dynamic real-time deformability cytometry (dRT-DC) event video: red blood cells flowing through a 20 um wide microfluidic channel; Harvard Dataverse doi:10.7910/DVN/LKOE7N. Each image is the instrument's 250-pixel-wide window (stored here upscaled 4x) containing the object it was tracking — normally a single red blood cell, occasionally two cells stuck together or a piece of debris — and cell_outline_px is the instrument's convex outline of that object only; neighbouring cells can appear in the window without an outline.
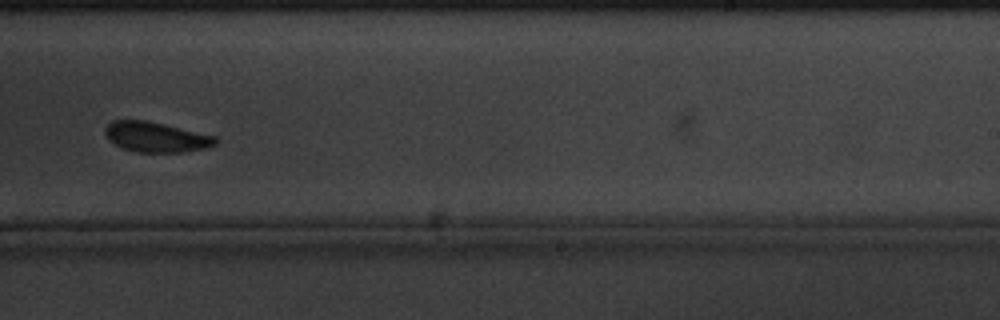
{"species": "common noctule bat (a hibernating species)", "species_latin": "Nyctalus noctula", "temperature_condition": "cold", "stored_images_in_passage": 17, "camera_frame_rate_fps": 3000, "um_per_image_px": 0.085, "animal": {"sex": "male", "body_mass_g": 20.1, "forearm_length_mm": 53.5}, "frame": {"image": 1, "passage_image": 10, "time_ms": 11.333, "image_size_px": [1000, 320], "cell_outline_px": [[220, 140], [216, 144], [204, 148], [184, 152], [136, 152], [124, 148], [108, 140], [104, 136], [104, 128], [112, 120], [144, 120], [216, 136]], "centroid_in_image_um": [13.24, 11.65], "position_along_channel_um": 275.8, "area_um2": 19.31}}